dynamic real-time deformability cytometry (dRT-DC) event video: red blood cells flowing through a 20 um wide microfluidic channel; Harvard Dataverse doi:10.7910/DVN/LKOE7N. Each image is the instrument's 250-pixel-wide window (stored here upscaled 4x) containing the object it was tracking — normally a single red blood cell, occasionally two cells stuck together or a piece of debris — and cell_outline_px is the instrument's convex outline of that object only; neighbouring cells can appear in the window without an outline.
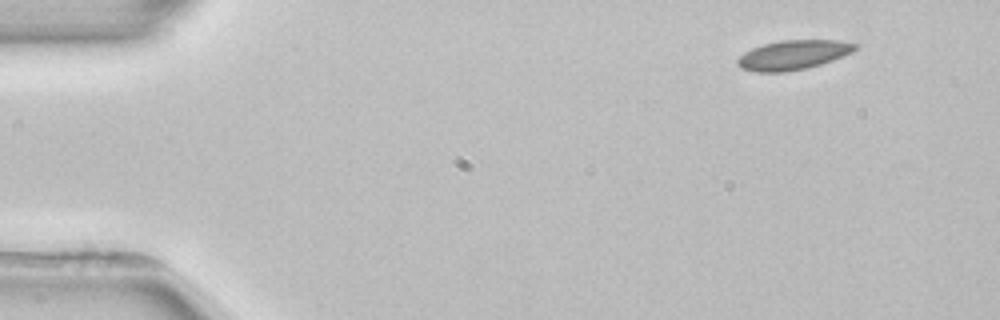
{"species": "common noctule bat (a hibernating species)", "species_latin": "Nyctalus noctula", "temperature_condition": "room temperature", "stored_images_in_passage": 4, "camera_frame_rate_fps": 3000, "um_per_image_px": 0.085, "animal": {"sex": "female", "body_mass_g": 22.7, "forearm_length_mm": 54.2}, "frame": {"image": 1, "passage_image": 1, "time_ms": 0.0, "image_size_px": [1000, 320], "cell_outline_px": [[856, 48], [852, 52], [832, 60], [820, 64], [804, 68], [784, 72], [752, 72], [740, 68], [736, 64], [736, 60], [744, 52], [752, 48], [764, 44], [780, 40], [840, 40], [856, 44]], "centroid_in_image_um": [67.36, 4.67], "position_along_channel_um": 17.6, "area_um2": 20.11}}
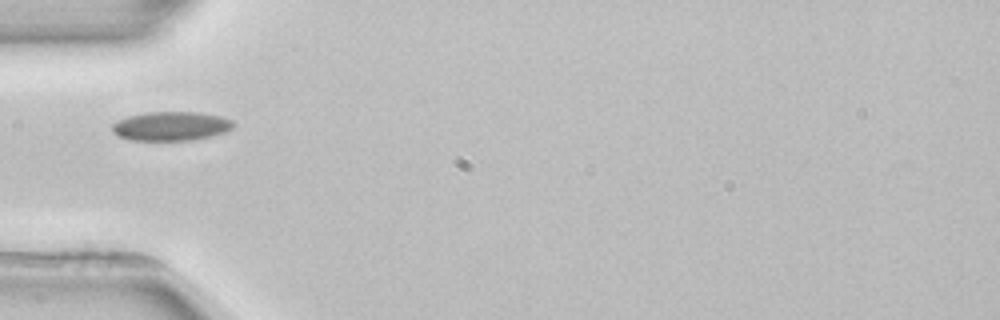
{"frame": {"image": 2, "passage_image": 4, "time_ms": 4.0, "image_size_px": [1000, 320], "cell_outline_px": [[232, 128], [224, 132], [212, 136], [192, 140], [128, 140], [116, 136], [112, 132], [112, 124], [128, 116], [144, 112], [196, 112], [220, 116], [232, 120]], "centroid_in_image_um": [14.49, 10.72], "position_along_channel_um": 70.5, "area_um2": 20.52}}